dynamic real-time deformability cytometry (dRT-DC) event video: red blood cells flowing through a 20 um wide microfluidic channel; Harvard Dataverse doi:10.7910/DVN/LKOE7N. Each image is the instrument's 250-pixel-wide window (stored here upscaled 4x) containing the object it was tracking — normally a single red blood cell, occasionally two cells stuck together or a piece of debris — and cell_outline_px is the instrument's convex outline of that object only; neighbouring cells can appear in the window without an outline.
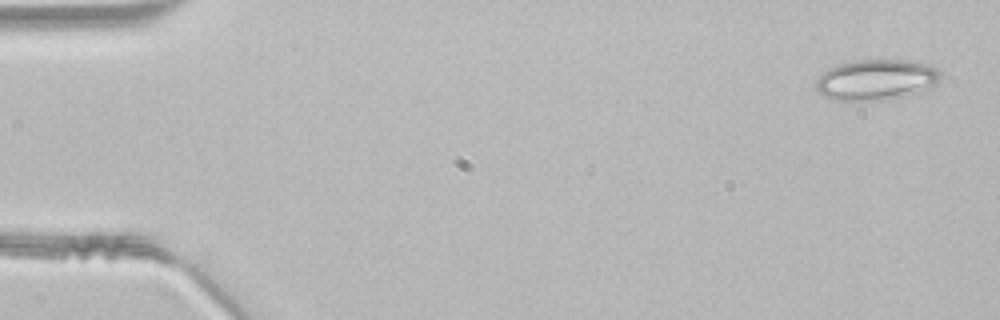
{"species": "common noctule bat (a hibernating species)", "species_latin": "Nyctalus noctula", "temperature_condition": "room temperature", "stored_images_in_passage": 47, "segment_of_instrument_passage": [1, 2], "camera_frame_rate_fps": 3000, "um_per_image_px": 0.085, "animal": {"sex": "male", "body_mass_g": 21.5, "forearm_length_mm": 52.0}, "frame": {"image": 1, "passage_image": 2, "time_ms": 0.333, "image_size_px": [1000, 320], "cell_outline_px": [[940, 76], [936, 84], [932, 88], [920, 92], [880, 100], [836, 100], [824, 96], [816, 88], [816, 80], [828, 68], [840, 64], [860, 60], [908, 60], [924, 64], [936, 68], [940, 72]], "centroid_in_image_um": [74.49, 6.78], "position_along_channel_um": 10.5, "area_um2": 29.13}}
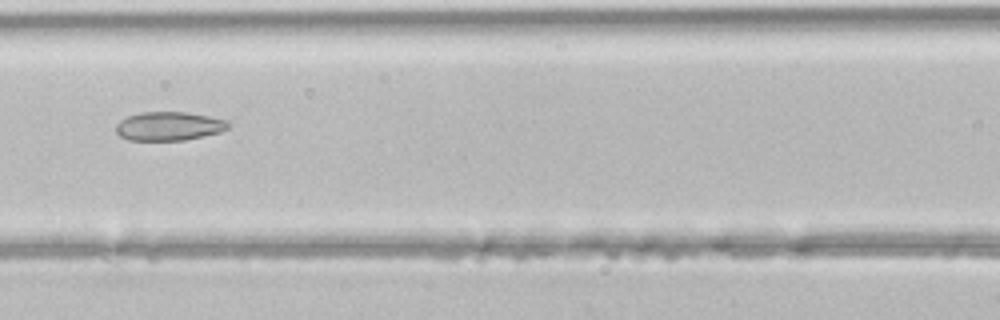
{"frame": {"image": 2, "passage_image": 21, "time_ms": 6.667, "image_size_px": [1000, 320], "cell_outline_px": [[228, 128], [220, 132], [184, 140], [128, 140], [120, 136], [116, 132], [116, 124], [120, 120], [128, 116], [140, 112], [184, 112], [208, 116], [228, 120]], "centroid_in_image_um": [14.33, 10.72], "position_along_channel_um": 152.3, "area_um2": 18.73}}
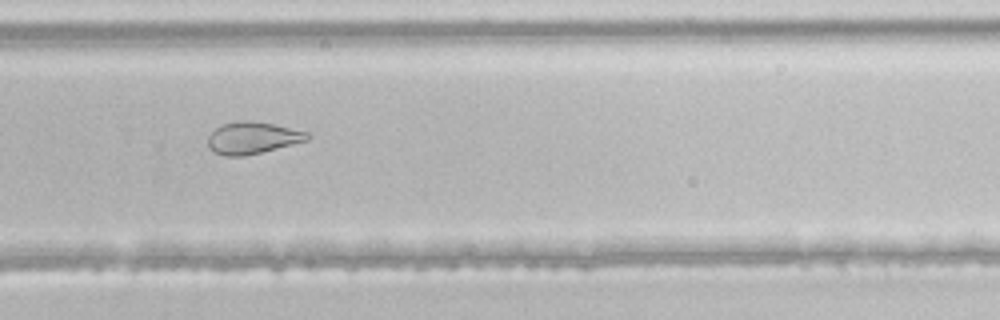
{"frame": {"image": 3, "passage_image": 32, "time_ms": 10.333, "image_size_px": [1000, 320], "cell_outline_px": [[312, 136], [308, 140], [244, 156], [224, 156], [212, 152], [208, 148], [208, 136], [220, 124], [244, 120], [252, 120], [272, 124], [308, 132]], "centroid_in_image_um": [21.43, 11.72], "position_along_channel_um": 308.4, "area_um2": 18.5}}